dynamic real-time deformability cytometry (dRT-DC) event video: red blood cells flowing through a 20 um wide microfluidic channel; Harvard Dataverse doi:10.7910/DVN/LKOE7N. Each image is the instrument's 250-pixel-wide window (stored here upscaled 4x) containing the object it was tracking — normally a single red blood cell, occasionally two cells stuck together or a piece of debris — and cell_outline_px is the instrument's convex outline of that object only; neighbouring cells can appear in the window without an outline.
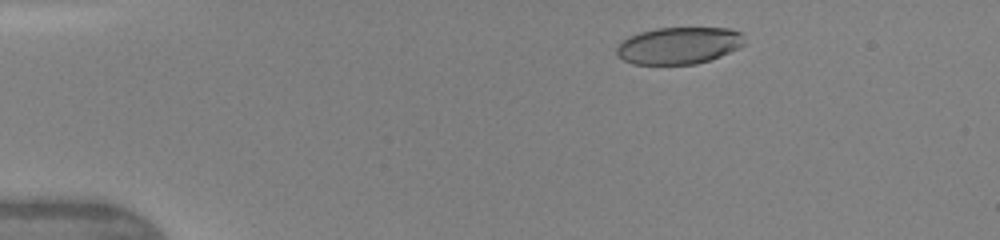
{"species": "human", "species_latin": "Homo sapiens", "temperature_condition": "warm", "stored_images_in_passage": 5, "camera_frame_rate_fps": 3000, "um_per_image_px": 0.085, "donor": {"sex": "female"}, "frame": {"image": 1, "passage_image": 2, "time_ms": 1.0, "image_size_px": [1000, 240], "cell_outline_px": [[744, 44], [740, 48], [720, 56], [696, 64], [632, 64], [616, 56], [616, 48], [628, 36], [640, 32], [656, 28], [728, 28], [740, 32]], "centroid_in_image_um": [57.68, 3.87], "position_along_channel_um": 27.3, "area_um2": 27.46}}
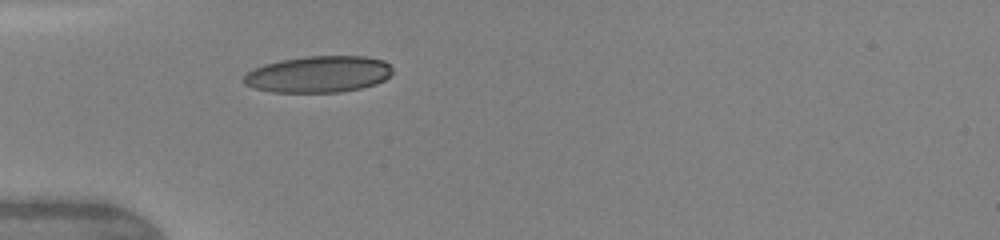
{"frame": {"image": 2, "passage_image": 4, "time_ms": 3.333, "image_size_px": [1000, 240], "cell_outline_px": [[392, 72], [384, 80], [376, 84], [360, 88], [340, 92], [272, 92], [252, 88], [244, 84], [244, 76], [248, 72], [264, 64], [280, 60], [308, 56], [364, 56], [384, 60], [392, 68]], "centroid_in_image_um": [27.07, 6.31], "position_along_channel_um": 57.9, "area_um2": 31.62}}